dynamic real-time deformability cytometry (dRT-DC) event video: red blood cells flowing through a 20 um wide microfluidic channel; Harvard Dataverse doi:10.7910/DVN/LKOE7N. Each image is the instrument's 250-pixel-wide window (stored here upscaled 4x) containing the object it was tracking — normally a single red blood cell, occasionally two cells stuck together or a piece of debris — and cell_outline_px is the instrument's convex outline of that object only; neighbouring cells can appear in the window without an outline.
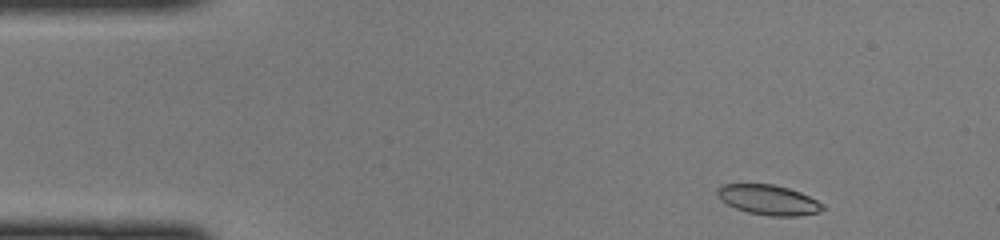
{"species": "common noctule bat (a hibernating species)", "species_latin": "Nyctalus noctula", "temperature_condition": "cold", "stored_images_in_passage": 44, "camera_frame_rate_fps": 3000, "um_per_image_px": 0.085, "animal": {"sex": "female", "body_mass_g": 22.0, "forearm_length_mm": 56.7}, "frame": {"image": 1, "passage_image": 2, "time_ms": 0.333, "image_size_px": [1000, 240], "cell_outline_px": [[824, 208], [820, 212], [796, 216], [772, 216], [748, 212], [736, 208], [720, 200], [716, 192], [716, 188], [720, 184], [772, 184], [788, 188], [800, 192], [824, 204]], "centroid_in_image_um": [65.3, 16.98], "position_along_channel_um": 19.7, "area_um2": 18.38}}
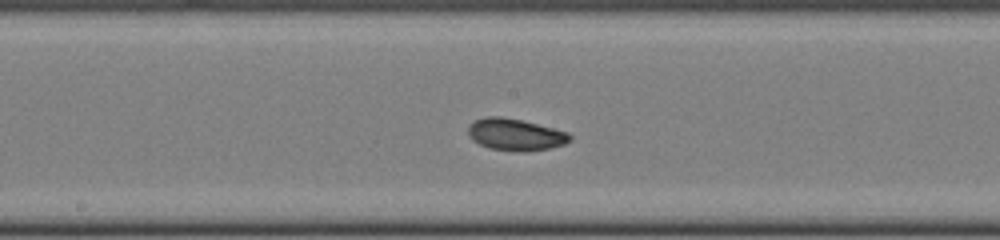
{"frame": {"image": 2, "passage_image": 21, "time_ms": 6.667, "image_size_px": [1000, 240], "cell_outline_px": [[572, 140], [564, 144], [552, 148], [524, 152], [516, 152], [488, 148], [472, 140], [468, 136], [468, 124], [484, 116], [500, 116], [520, 120], [568, 132], [572, 136]], "centroid_in_image_um": [43.79, 11.45], "position_along_channel_um": 204.4, "area_um2": 19.07}}
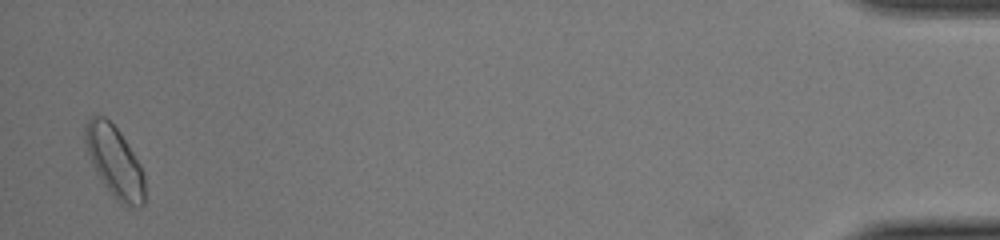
{"frame": {"image": 3, "passage_image": 43, "time_ms": 14.0, "image_size_px": [1000, 240], "cell_outline_px": [[144, 204], [140, 208], [124, 208], [116, 200], [104, 184], [96, 172], [84, 144], [84, 124], [92, 116], [104, 116], [116, 128], [140, 164], [144, 176]], "centroid_in_image_um": [9.74, 13.8], "position_along_channel_um": 425.5, "area_um2": 24.62}}